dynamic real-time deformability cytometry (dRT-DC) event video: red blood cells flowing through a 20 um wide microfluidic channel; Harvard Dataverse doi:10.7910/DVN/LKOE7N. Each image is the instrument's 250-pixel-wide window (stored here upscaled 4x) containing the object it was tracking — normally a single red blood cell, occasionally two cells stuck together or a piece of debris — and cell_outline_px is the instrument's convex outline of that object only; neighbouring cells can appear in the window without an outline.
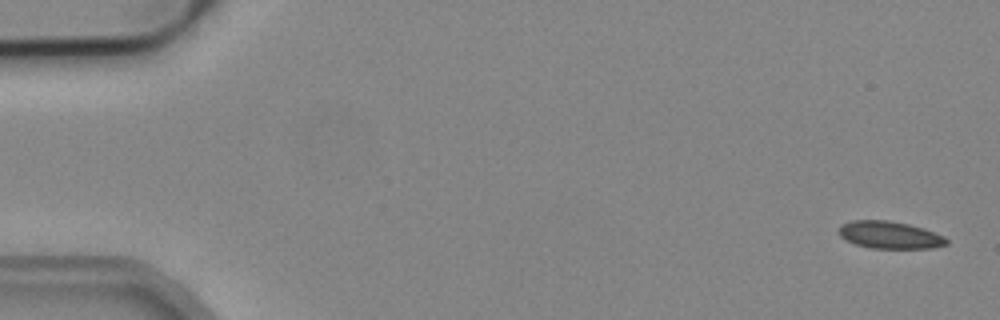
{"species": "common noctule bat (a hibernating species)", "species_latin": "Nyctalus noctula", "temperature_condition": "cold", "stored_images_in_passage": 5, "camera_frame_rate_fps": 3000, "um_per_image_px": 0.085, "animal": {"sex": "male", "body_mass_g": 19.2, "forearm_length_mm": 51.8}, "frame": {"image": 1, "passage_image": 1, "time_ms": 0.0, "image_size_px": [1000, 320], "cell_outline_px": [[948, 244], [932, 248], [868, 248], [856, 244], [840, 236], [840, 224], [852, 220], [888, 220], [908, 224], [944, 236], [948, 240]], "centroid_in_image_um": [75.61, 19.97], "position_along_channel_um": 9.4, "area_um2": 16.94}}
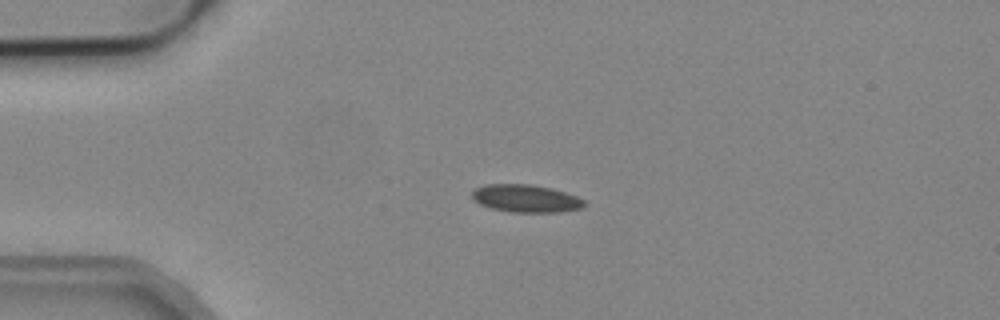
{"frame": {"image": 2, "passage_image": 4, "time_ms": 1.0, "image_size_px": [1000, 320], "cell_outline_px": [[584, 204], [580, 208], [556, 212], [512, 212], [492, 208], [480, 204], [472, 200], [472, 192], [476, 188], [484, 184], [532, 184], [552, 188], [576, 196], [584, 200]], "centroid_in_image_um": [44.65, 16.85], "position_along_channel_um": 40.3, "area_um2": 17.98}}